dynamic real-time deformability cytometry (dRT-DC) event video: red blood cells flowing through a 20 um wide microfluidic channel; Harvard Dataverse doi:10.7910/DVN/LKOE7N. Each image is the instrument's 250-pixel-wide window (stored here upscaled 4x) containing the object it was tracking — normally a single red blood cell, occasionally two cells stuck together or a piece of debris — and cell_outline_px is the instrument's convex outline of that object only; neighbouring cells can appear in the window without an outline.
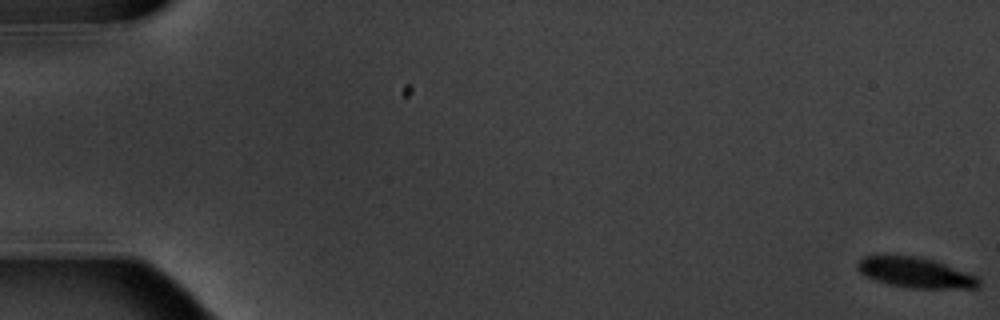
{"species": "common noctule bat (a hibernating species)", "species_latin": "Nyctalus noctula", "temperature_condition": "warm", "stored_images_in_passage": 7, "camera_frame_rate_fps": 3000, "um_per_image_px": 0.085, "animal": {"sex": "male", "body_mass_g": 20.1, "forearm_length_mm": 53.5}, "frame": {"image": 1, "passage_image": 1, "time_ms": 0.0, "image_size_px": [1000, 320], "cell_outline_px": [[980, 284], [976, 288], [908, 288], [888, 284], [864, 276], [856, 268], [856, 264], [864, 256], [912, 256], [932, 260], [944, 264], [976, 276], [980, 280]], "centroid_in_image_um": [77.78, 23.19], "position_along_channel_um": 7.2, "area_um2": 21.1}}